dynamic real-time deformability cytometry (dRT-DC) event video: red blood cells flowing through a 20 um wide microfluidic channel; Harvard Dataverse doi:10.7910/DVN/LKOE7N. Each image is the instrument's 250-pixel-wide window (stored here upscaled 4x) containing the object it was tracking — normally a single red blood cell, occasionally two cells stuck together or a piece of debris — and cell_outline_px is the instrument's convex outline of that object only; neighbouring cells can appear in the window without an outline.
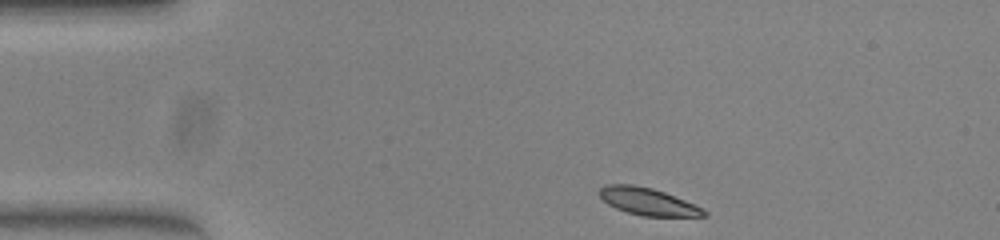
{"species": "common noctule bat (a hibernating species)", "species_latin": "Nyctalus noctula", "temperature_condition": "warm", "stored_images_in_passage": 43, "camera_frame_rate_fps": 3000, "um_per_image_px": 0.085, "animal": {"sex": "female", "body_mass_g": 23.0, "forearm_length_mm": 53.4}, "frame": {"image": 1, "passage_image": 1, "time_ms": 0.0, "image_size_px": [1000, 240], "cell_outline_px": [[708, 216], [640, 216], [616, 208], [608, 204], [600, 196], [600, 188], [604, 184], [632, 184], [652, 188], [664, 192], [704, 208], [708, 212]], "centroid_in_image_um": [55.08, 17.13], "position_along_channel_um": 29.9, "area_um2": 16.53}}
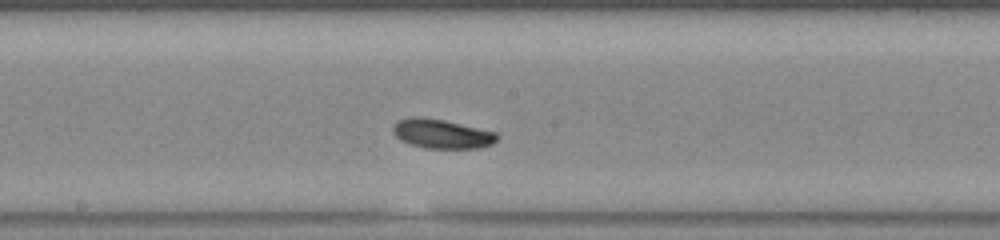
{"frame": {"image": 2, "passage_image": 19, "time_ms": 6.0, "image_size_px": [1000, 240], "cell_outline_px": [[500, 136], [492, 144], [480, 148], [424, 148], [400, 140], [392, 132], [392, 128], [396, 120], [412, 116], [416, 116], [444, 120], [496, 132]], "centroid_in_image_um": [37.53, 11.37], "position_along_channel_um": 210.7, "area_um2": 17.8}}
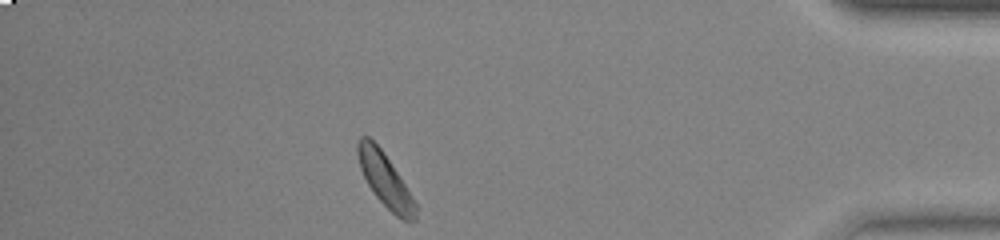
{"frame": {"image": 3, "passage_image": 37, "time_ms": 12.0, "image_size_px": [1000, 240], "cell_outline_px": [[416, 220], [404, 220], [396, 216], [372, 192], [360, 168], [356, 152], [356, 144], [360, 136], [368, 136], [380, 148], [404, 184], [416, 204]], "centroid_in_image_um": [32.69, 15.27], "position_along_channel_um": 402.5, "area_um2": 17.46}, "authors_computed_cell_mechanics": {"area_um2": 17.5134, "velocity_mm_per_s": 3.9546, "shape_relaxation_time_tau1_ms": 1.5979, "shape_relaxation_time_tau2_ms": null, "deformation_change_tau1": 0.0834, "deformation_change_tau2": null}}